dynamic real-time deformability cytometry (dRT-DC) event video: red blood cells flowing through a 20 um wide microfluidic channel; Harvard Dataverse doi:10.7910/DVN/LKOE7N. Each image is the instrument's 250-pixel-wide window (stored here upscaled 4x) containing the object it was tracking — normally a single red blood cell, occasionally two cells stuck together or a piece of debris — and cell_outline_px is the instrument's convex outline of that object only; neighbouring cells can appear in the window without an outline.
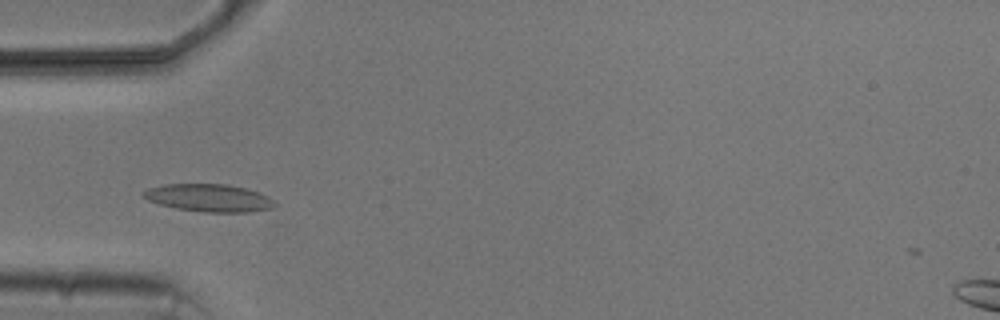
{"species": "common noctule bat (a hibernating species)", "species_latin": "Nyctalus noctula", "temperature_condition": "cold", "stored_images_in_passage": 6, "camera_frame_rate_fps": 3000, "um_per_image_px": 0.085, "animal": {"sex": "male", "body_mass_g": 20.5, "forearm_length_mm": 52.5}, "frame": {"image": 1, "passage_image": 4, "time_ms": 4.333, "image_size_px": [1000, 320], "cell_outline_px": [[276, 204], [272, 208], [248, 212], [204, 212], [176, 208], [160, 204], [148, 200], [140, 196], [148, 188], [164, 184], [228, 184], [260, 192], [276, 200]], "centroid_in_image_um": [17.78, 16.82], "position_along_channel_um": 67.2, "area_um2": 21.21}}
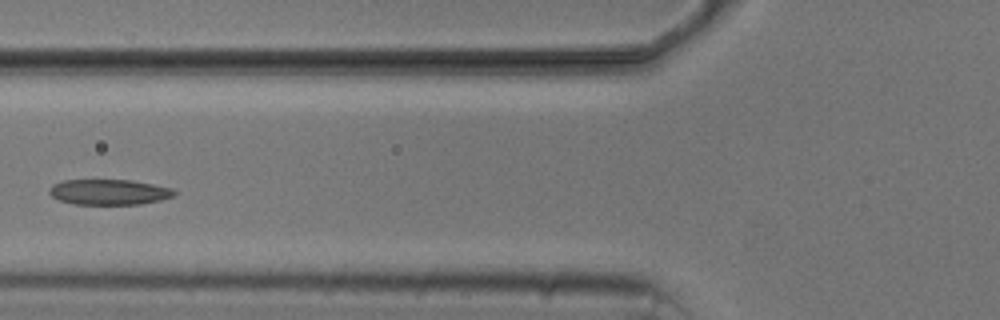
{"frame": {"image": 2, "passage_image": 5, "time_ms": 5.667, "image_size_px": [1000, 320], "cell_outline_px": [[176, 192], [172, 196], [160, 200], [140, 204], [76, 204], [60, 200], [52, 196], [48, 192], [48, 188], [52, 184], [64, 180], [132, 180], [172, 188]], "centroid_in_image_um": [9.24, 16.32], "position_along_channel_um": 116.6, "area_um2": 18.44}}
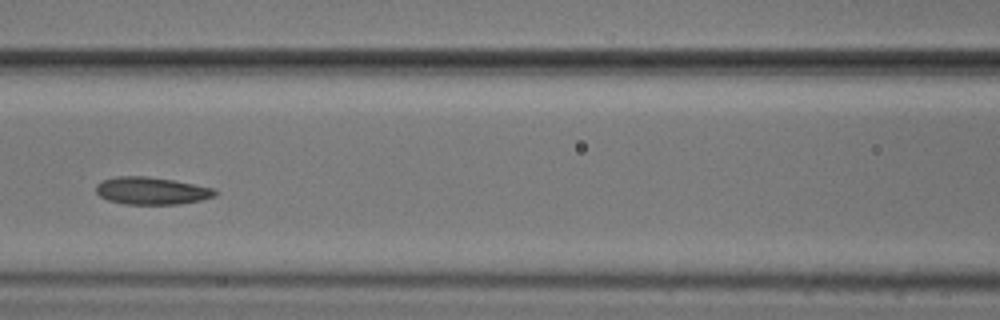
{"frame": {"image": 3, "passage_image": 6, "time_ms": 6.667, "image_size_px": [1000, 320], "cell_outline_px": [[220, 192], [216, 196], [200, 200], [180, 204], [124, 204], [108, 200], [100, 196], [96, 192], [96, 184], [100, 180], [116, 176], [148, 176], [172, 180], [216, 188]], "centroid_in_image_um": [12.9, 16.21], "position_along_channel_um": 153.7, "area_um2": 19.25}}